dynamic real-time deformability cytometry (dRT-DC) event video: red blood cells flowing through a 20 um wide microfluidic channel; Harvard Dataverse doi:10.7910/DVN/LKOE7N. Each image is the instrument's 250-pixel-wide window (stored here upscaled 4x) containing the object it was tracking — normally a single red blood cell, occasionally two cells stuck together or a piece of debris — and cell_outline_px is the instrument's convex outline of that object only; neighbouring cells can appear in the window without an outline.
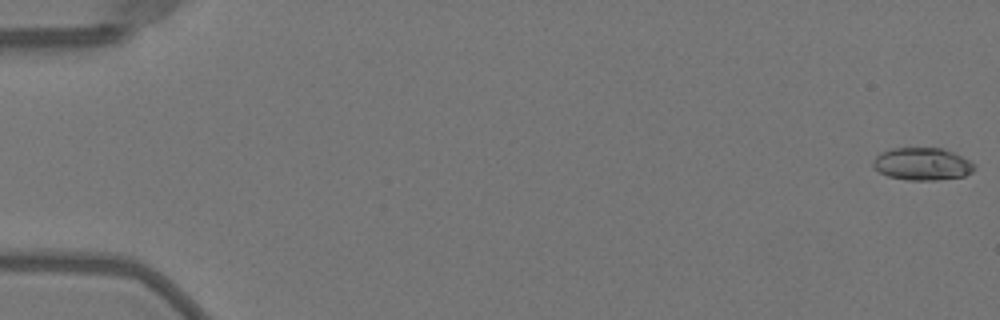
{"species": "Egyptian fruit bat (a non-hibernating species)", "species_latin": "Rousettus aegyptiacus", "temperature_condition": "warm", "stored_images_in_passage": 8, "camera_frame_rate_fps": 3000, "um_per_image_px": 0.085, "animal": {"sex": "female"}, "frame": {"image": 1, "passage_image": 1, "time_ms": 0.0, "image_size_px": [1000, 320], "cell_outline_px": [[976, 168], [972, 172], [964, 176], [936, 180], [908, 180], [888, 176], [880, 172], [872, 164], [872, 160], [880, 152], [892, 148], [944, 148], [968, 160]], "centroid_in_image_um": [78.37, 13.93], "position_along_channel_um": 6.6, "area_um2": 19.07}}